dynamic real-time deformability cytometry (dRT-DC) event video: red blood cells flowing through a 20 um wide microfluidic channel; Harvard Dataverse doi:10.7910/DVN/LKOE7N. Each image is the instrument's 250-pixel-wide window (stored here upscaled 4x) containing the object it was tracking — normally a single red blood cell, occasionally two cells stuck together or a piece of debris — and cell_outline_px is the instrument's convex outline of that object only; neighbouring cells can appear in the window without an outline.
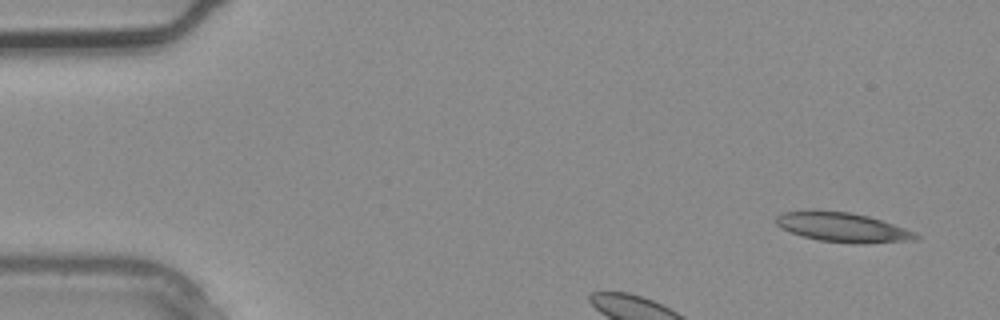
{"species": "common noctule bat (a hibernating species)", "species_latin": "Nyctalus noctula", "temperature_condition": "warm", "stored_images_in_passage": 3, "camera_frame_rate_fps": 3000, "um_per_image_px": 0.085, "animal": {"sex": "male", "body_mass_g": 20.4}, "frame": {"image": 1, "passage_image": 1, "time_ms": 0.0, "image_size_px": [1000, 320], "cell_outline_px": [[920, 236], [916, 240], [860, 244], [856, 244], [820, 240], [804, 236], [780, 228], [776, 224], [776, 216], [784, 212], [812, 208], [848, 212], [868, 216], [916, 232]], "centroid_in_image_um": [71.59, 19.3], "position_along_channel_um": 13.4, "area_um2": 24.22}}
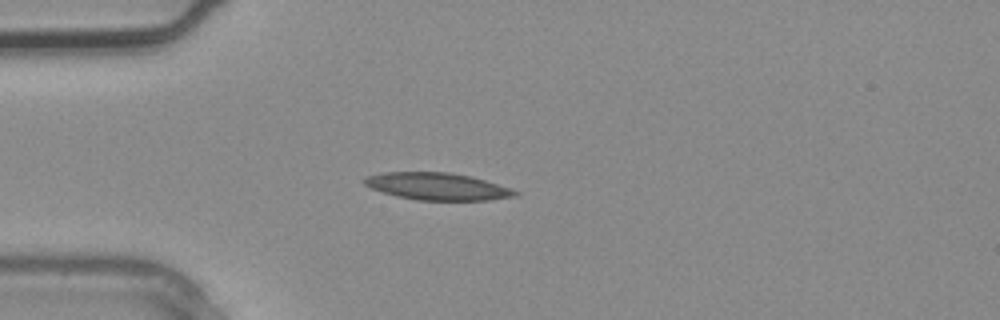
{"frame": {"image": 2, "passage_image": 3, "time_ms": 0.667, "image_size_px": [1000, 320], "cell_outline_px": [[520, 192], [516, 196], [488, 200], [416, 200], [396, 196], [372, 188], [364, 184], [360, 180], [364, 176], [380, 172], [448, 172], [472, 176]], "centroid_in_image_um": [37.1, 15.83], "position_along_channel_um": 47.9, "area_um2": 23.87}}